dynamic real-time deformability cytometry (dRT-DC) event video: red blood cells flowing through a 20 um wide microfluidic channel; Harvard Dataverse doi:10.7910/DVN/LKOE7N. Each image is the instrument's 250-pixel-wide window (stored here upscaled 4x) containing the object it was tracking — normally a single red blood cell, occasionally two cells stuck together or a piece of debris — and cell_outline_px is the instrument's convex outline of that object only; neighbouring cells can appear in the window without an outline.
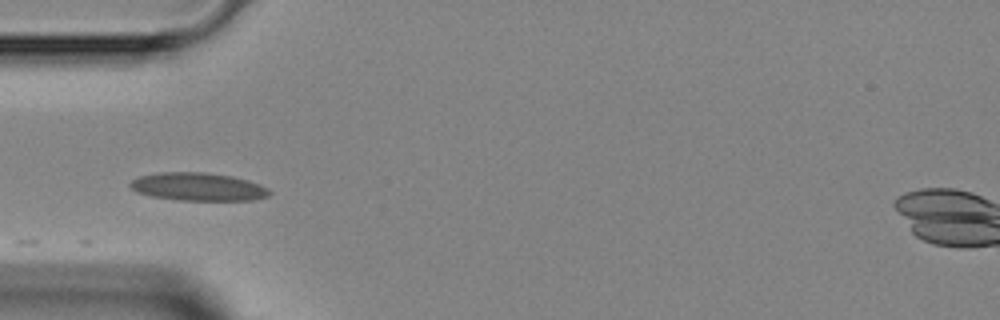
{"species": "Egyptian fruit bat (a non-hibernating species)", "species_latin": "Rousettus aegyptiacus", "temperature_condition": "room temperature", "stored_images_in_passage": 11, "camera_frame_rate_fps": 3000, "um_per_image_px": 0.085, "animal": {"sex": "female"}, "frame": {"image": 1, "passage_image": 1, "time_ms": 0.0, "image_size_px": [1000, 320], "cell_outline_px": [[272, 192], [268, 196], [256, 200], [180, 200], [152, 196], [136, 192], [128, 184], [132, 180], [140, 176], [160, 172], [204, 172], [232, 176], [248, 180], [260, 184], [268, 188]], "centroid_in_image_um": [16.87, 15.87], "position_along_channel_um": 68.1, "area_um2": 22.77}}
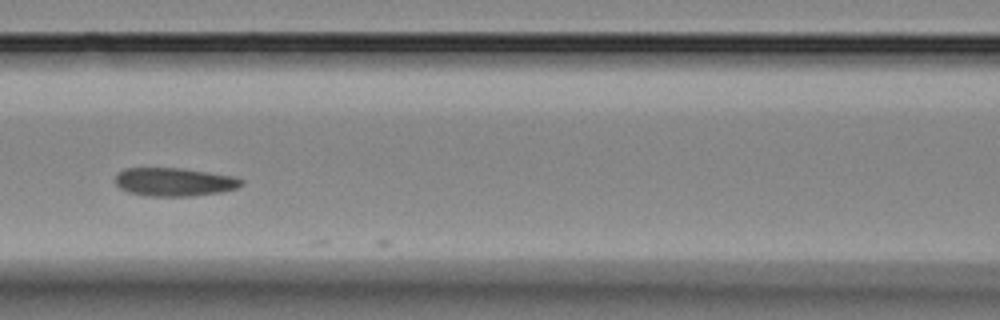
{"frame": {"image": 2, "passage_image": 7, "time_ms": 2.0, "image_size_px": [1000, 320], "cell_outline_px": [[244, 184], [236, 188], [220, 192], [188, 196], [148, 196], [128, 192], [120, 188], [116, 184], [116, 172], [124, 168], [184, 168], [236, 176], [244, 180]], "centroid_in_image_um": [14.83, 15.45], "position_along_channel_um": 151.8, "area_um2": 21.04}}
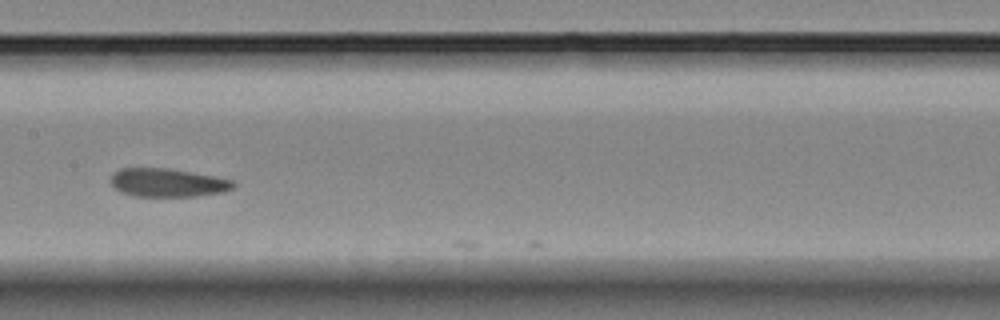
{"frame": {"image": 3, "passage_image": 10, "time_ms": 3.0, "image_size_px": [1000, 320], "cell_outline_px": [[236, 184], [232, 188], [224, 192], [196, 196], [136, 196], [120, 192], [108, 180], [112, 172], [120, 168], [168, 168], [212, 176], [232, 180]], "centroid_in_image_um": [14.19, 15.52], "position_along_channel_um": 193.2, "area_um2": 20.29}}